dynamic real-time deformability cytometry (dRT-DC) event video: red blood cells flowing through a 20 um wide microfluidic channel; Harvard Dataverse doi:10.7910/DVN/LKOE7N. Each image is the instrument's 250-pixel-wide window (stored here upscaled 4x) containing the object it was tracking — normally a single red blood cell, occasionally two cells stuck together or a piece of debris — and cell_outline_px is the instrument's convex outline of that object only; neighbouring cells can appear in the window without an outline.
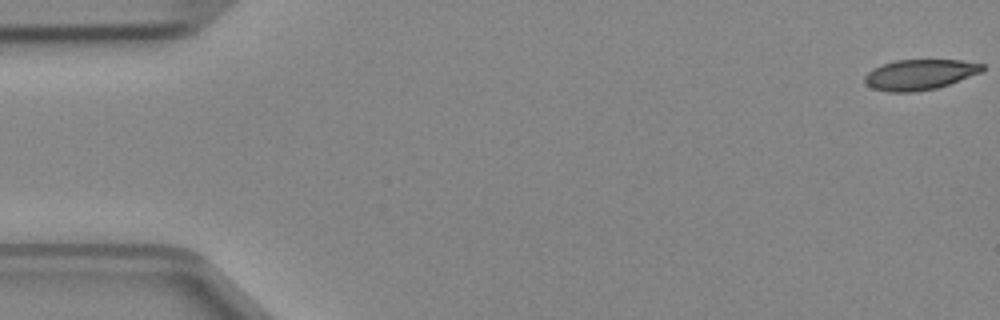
{"species": "Egyptian fruit bat (a non-hibernating species)", "species_latin": "Rousettus aegyptiacus", "temperature_condition": "cold", "stored_images_in_passage": 5, "camera_frame_rate_fps": 3000, "um_per_image_px": 0.085, "animal": {"sex": "female"}, "frame": {"image": 1, "passage_image": 1, "time_ms": 0.0, "image_size_px": [1000, 320], "cell_outline_px": [[984, 68], [980, 72], [948, 84], [936, 88], [912, 92], [888, 92], [872, 88], [864, 80], [864, 76], [872, 68], [896, 60], [960, 60], [984, 64]], "centroid_in_image_um": [78.14, 6.33], "position_along_channel_um": 6.9, "area_um2": 20.58}}
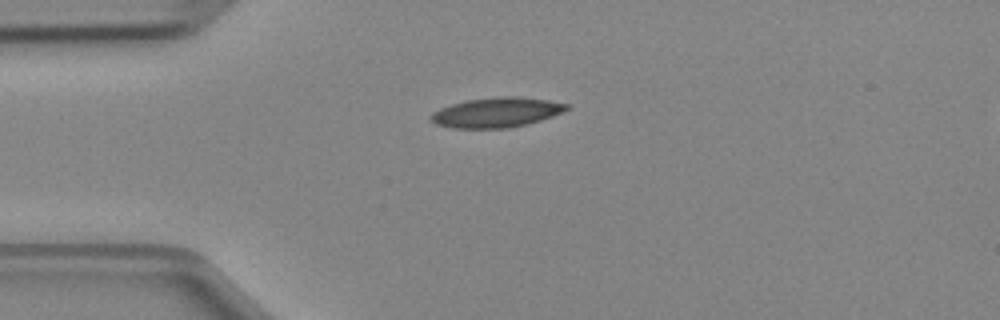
{"frame": {"image": 2, "passage_image": 4, "time_ms": 1.0, "image_size_px": [1000, 320], "cell_outline_px": [[568, 108], [552, 116], [540, 120], [508, 128], [452, 128], [436, 124], [428, 116], [432, 112], [440, 108], [464, 100], [500, 96], [516, 96], [548, 100], [568, 104]], "centroid_in_image_um": [42.15, 9.55], "position_along_channel_um": 42.9, "area_um2": 23.47}}